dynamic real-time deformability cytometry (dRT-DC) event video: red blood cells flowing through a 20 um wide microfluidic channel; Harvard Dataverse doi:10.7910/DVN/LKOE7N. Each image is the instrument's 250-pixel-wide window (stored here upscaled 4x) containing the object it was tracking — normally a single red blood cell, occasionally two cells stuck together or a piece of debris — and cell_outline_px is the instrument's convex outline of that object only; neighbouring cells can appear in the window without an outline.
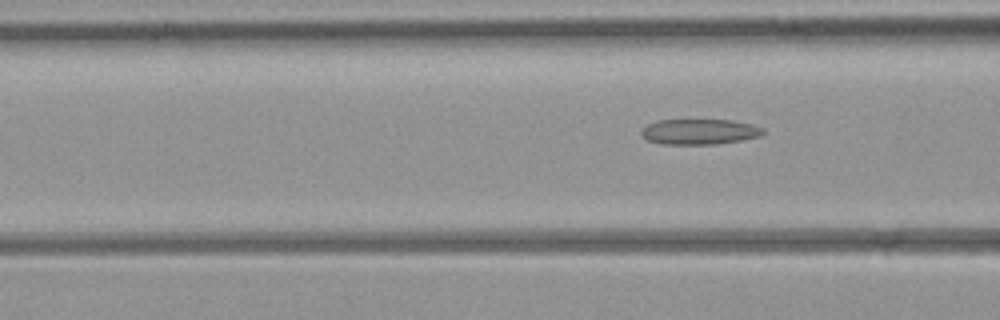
{"species": "common noctule bat (a hibernating species)", "species_latin": "Nyctalus noctula", "temperature_condition": "room temperature", "stored_images_in_passage": 6, "segment_of_instrument_passage": [2, 2], "camera_frame_rate_fps": 3000, "um_per_image_px": 0.085, "animal": {"sex": "female", "body_mass_g": 21.9}, "frame": {"image": 1, "passage_image": 6, "time_ms": 6.667, "image_size_px": [1000, 320], "cell_outline_px": [[764, 132], [760, 136], [740, 140], [716, 144], [664, 144], [648, 140], [640, 132], [648, 124], [660, 120], [732, 120], [752, 124], [764, 128]], "centroid_in_image_um": [59.49, 11.19], "position_along_channel_um": 107.1, "area_um2": 17.86}}